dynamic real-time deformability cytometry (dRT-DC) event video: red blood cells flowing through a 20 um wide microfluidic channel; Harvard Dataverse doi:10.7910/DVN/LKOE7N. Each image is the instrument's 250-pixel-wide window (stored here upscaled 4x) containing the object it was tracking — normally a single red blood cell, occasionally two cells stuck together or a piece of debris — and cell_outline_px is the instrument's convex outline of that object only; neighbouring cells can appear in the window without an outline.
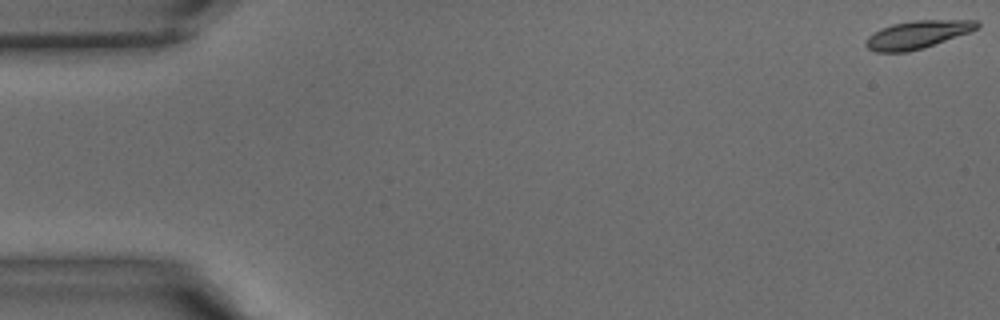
{"species": "common noctule bat (a hibernating species)", "species_latin": "Nyctalus noctula", "temperature_condition": "warm", "stored_images_in_passage": 41, "camera_frame_rate_fps": 3000, "um_per_image_px": 0.085, "animal": {"sex": "male", "body_mass_g": 15.6}, "frame": {"image": 1, "passage_image": 1, "time_ms": 0.0, "image_size_px": [1000, 320], "cell_outline_px": [[980, 28], [924, 48], [908, 52], [876, 52], [868, 48], [864, 44], [864, 40], [868, 36], [880, 28], [892, 24], [912, 20], [976, 20], [980, 24]], "centroid_in_image_um": [77.95, 2.94], "position_along_channel_um": 7.0, "area_um2": 18.21}}
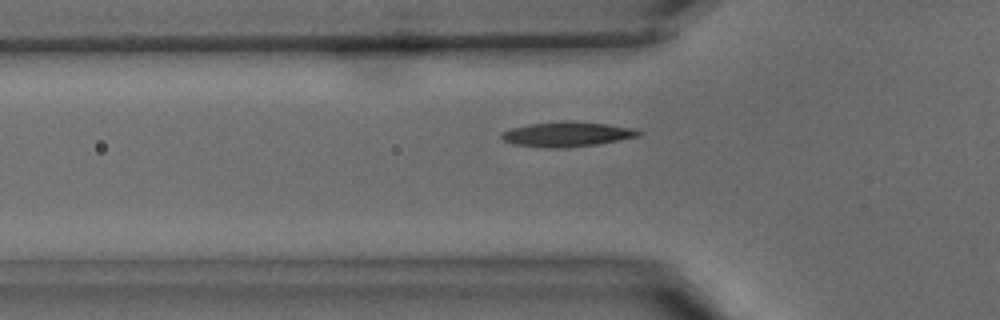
{"frame": {"image": 2, "passage_image": 14, "time_ms": 4.333, "image_size_px": [1000, 320], "cell_outline_px": [[644, 132], [640, 136], [620, 140], [596, 144], [564, 148], [548, 148], [512, 144], [504, 140], [500, 136], [504, 132], [512, 128], [528, 124], [564, 120], [568, 120], [608, 124], [636, 128]], "centroid_in_image_um": [48.25, 11.4], "position_along_channel_um": 77.5, "area_um2": 20.06}}
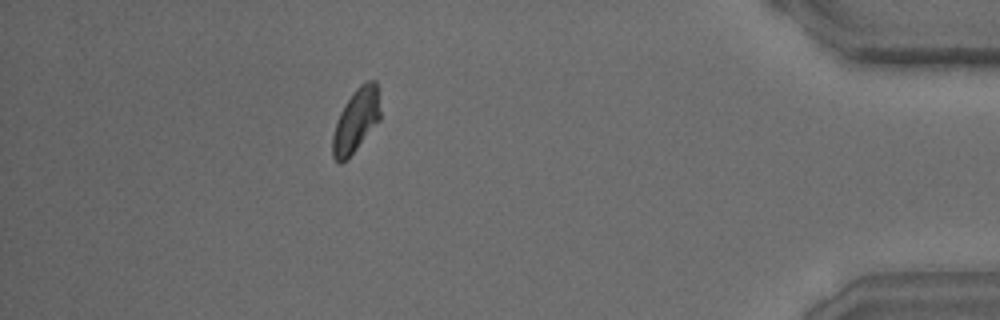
{"frame": {"image": 3, "passage_image": 37, "time_ms": 12.0, "image_size_px": [1000, 320], "cell_outline_px": [[380, 120], [356, 148], [340, 164], [336, 164], [332, 156], [332, 136], [336, 120], [344, 104], [356, 88], [364, 80], [376, 80], [380, 112]], "centroid_in_image_um": [30.24, 10.22], "position_along_channel_um": 405.0, "area_um2": 17.57}}